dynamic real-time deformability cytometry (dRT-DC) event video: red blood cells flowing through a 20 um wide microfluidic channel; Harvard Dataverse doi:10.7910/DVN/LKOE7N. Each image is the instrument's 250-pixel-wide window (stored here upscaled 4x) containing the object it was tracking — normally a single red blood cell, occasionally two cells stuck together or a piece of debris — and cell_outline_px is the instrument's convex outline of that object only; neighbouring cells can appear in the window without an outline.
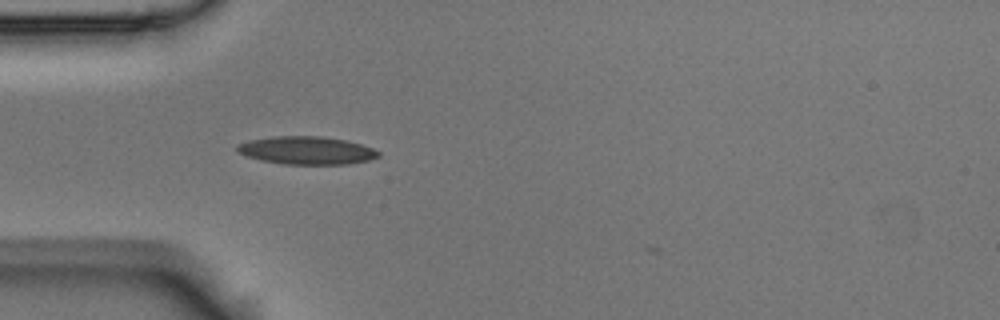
{"species": "Egyptian fruit bat (a non-hibernating species)", "species_latin": "Rousettus aegyptiacus", "temperature_condition": "room temperature", "stored_images_in_passage": 37, "camera_frame_rate_fps": 3000, "um_per_image_px": 0.085, "animal": {"sex": "male"}, "frame": {"image": 1, "passage_image": 1, "time_ms": 0.0, "image_size_px": [1000, 320], "cell_outline_px": [[380, 156], [368, 160], [348, 164], [280, 164], [260, 160], [244, 156], [236, 152], [236, 144], [248, 140], [272, 136], [320, 136], [348, 140], [372, 148], [380, 152]], "centroid_in_image_um": [26.0, 12.78], "position_along_channel_um": 59.0, "area_um2": 23.29}}
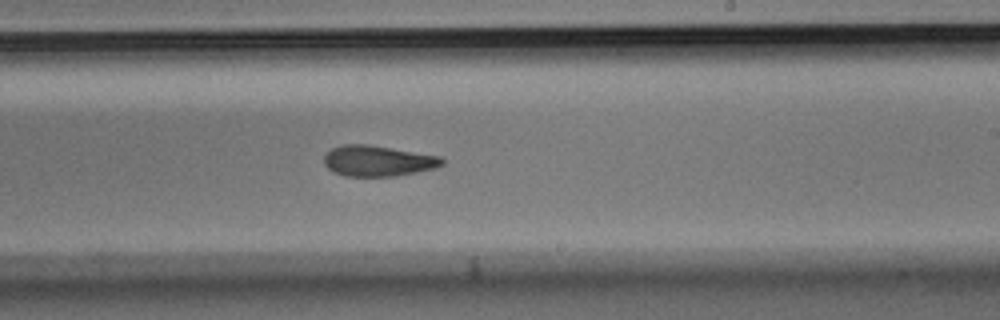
{"frame": {"image": 2, "passage_image": 18, "time_ms": 5.667, "image_size_px": [1000, 320], "cell_outline_px": [[444, 164], [436, 168], [396, 176], [344, 176], [328, 168], [324, 164], [324, 156], [332, 148], [340, 144], [368, 144], [440, 156], [444, 160]], "centroid_in_image_um": [32.12, 13.67], "position_along_channel_um": 256.9, "area_um2": 21.15}}
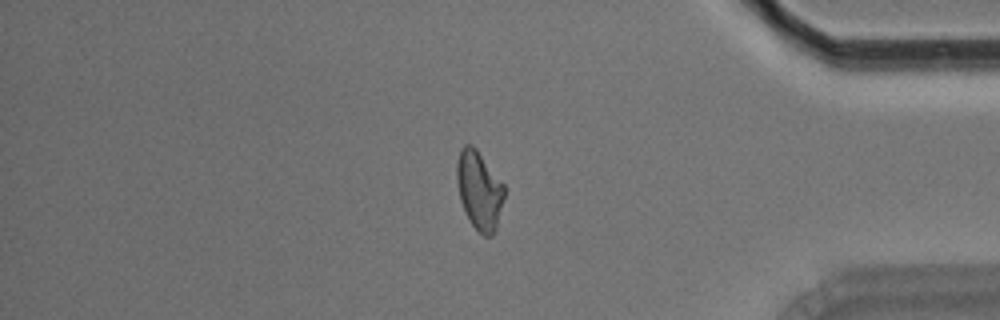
{"frame": {"image": 3, "passage_image": 32, "time_ms": 10.333, "image_size_px": [1000, 320], "cell_outline_px": [[504, 196], [496, 228], [492, 236], [484, 236], [472, 224], [460, 200], [456, 180], [456, 164], [460, 148], [464, 144], [472, 144], [476, 148], [504, 184]], "centroid_in_image_um": [40.72, 16.12], "position_along_channel_um": 394.5, "area_um2": 21.56}, "authors_computed_cell_mechanics": {"area_um2": 21.6172, "velocity_mm_per_s": 3.5306, "shape_relaxation_time_tau1_ms": null, "shape_relaxation_time_tau2_ms": 5.3471, "deformation_change_tau1": null, "deformation_change_tau2": 0.135}}